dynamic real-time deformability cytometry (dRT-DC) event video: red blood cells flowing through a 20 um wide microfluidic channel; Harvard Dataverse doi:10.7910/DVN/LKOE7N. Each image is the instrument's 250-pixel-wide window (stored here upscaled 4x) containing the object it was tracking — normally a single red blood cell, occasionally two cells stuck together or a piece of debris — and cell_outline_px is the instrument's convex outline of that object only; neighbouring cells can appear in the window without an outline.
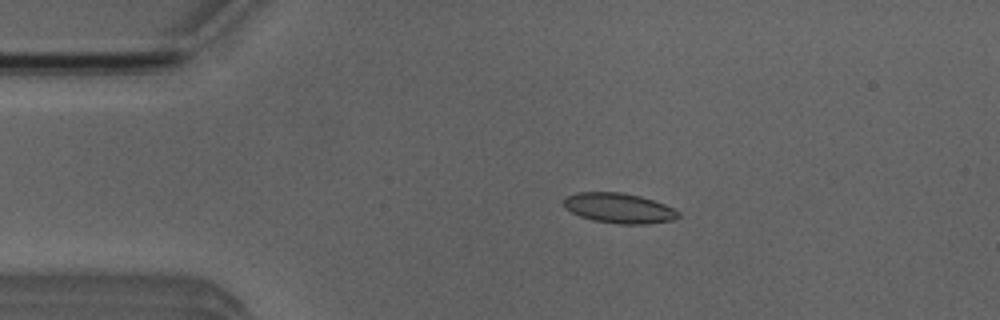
{"species": "Egyptian fruit bat (a non-hibernating species)", "species_latin": "Rousettus aegyptiacus", "temperature_condition": "room temperature", "stored_images_in_passage": 52, "camera_frame_rate_fps": 3000, "um_per_image_px": 0.085, "animal": {"sex": "male"}, "frame": {"image": 1, "passage_image": 10, "time_ms": 3.0, "image_size_px": [1000, 320], "cell_outline_px": [[680, 216], [672, 220], [648, 224], [620, 224], [592, 220], [580, 216], [564, 208], [564, 196], [576, 192], [620, 192], [640, 196], [664, 204], [680, 212]], "centroid_in_image_um": [52.59, 17.69], "position_along_channel_um": 32.4, "area_um2": 20.11}}
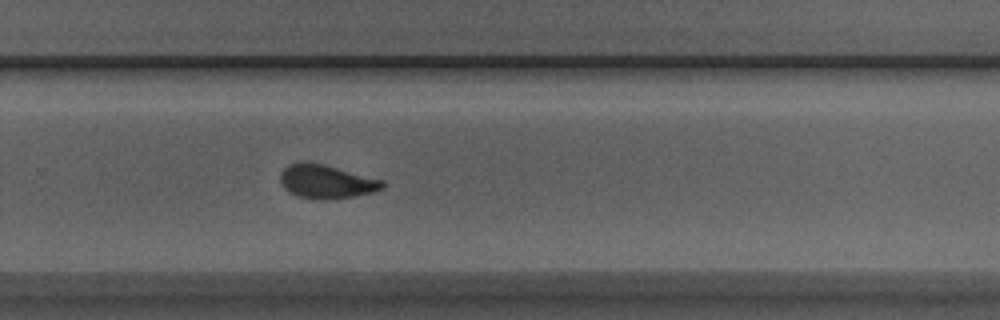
{"frame": {"image": 2, "passage_image": 34, "time_ms": 11.0, "image_size_px": [1000, 320], "cell_outline_px": [[384, 188], [372, 192], [356, 196], [328, 200], [320, 200], [296, 196], [288, 192], [284, 188], [280, 180], [280, 172], [288, 164], [324, 164], [384, 180]], "centroid_in_image_um": [27.76, 15.47], "position_along_channel_um": 302.0, "area_um2": 19.94}}
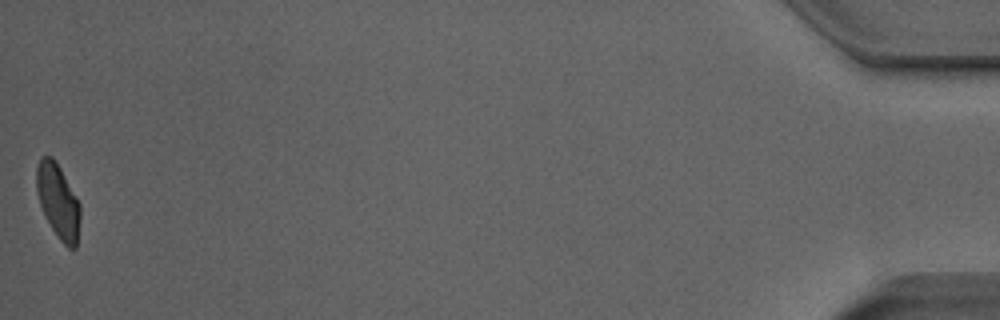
{"frame": {"image": 3, "passage_image": 52, "time_ms": 17.0, "image_size_px": [1000, 320], "cell_outline_px": [[80, 216], [76, 248], [68, 248], [60, 240], [44, 216], [40, 204], [36, 188], [36, 168], [40, 156], [52, 156], [56, 160], [76, 196], [80, 204]], "centroid_in_image_um": [4.93, 17.07], "position_along_channel_um": 430.3, "area_um2": 18.96}, "authors_computed_cell_mechanics": {"area_um2": 19.6809, "velocity_mm_per_s": 3.8822, "shape_relaxation_time_tau1_ms": 4.786, "shape_relaxation_time_tau2_ms": 1.2234, "deformation_change_tau1": 0.1416, "deformation_change_tau2": 0.0682}}